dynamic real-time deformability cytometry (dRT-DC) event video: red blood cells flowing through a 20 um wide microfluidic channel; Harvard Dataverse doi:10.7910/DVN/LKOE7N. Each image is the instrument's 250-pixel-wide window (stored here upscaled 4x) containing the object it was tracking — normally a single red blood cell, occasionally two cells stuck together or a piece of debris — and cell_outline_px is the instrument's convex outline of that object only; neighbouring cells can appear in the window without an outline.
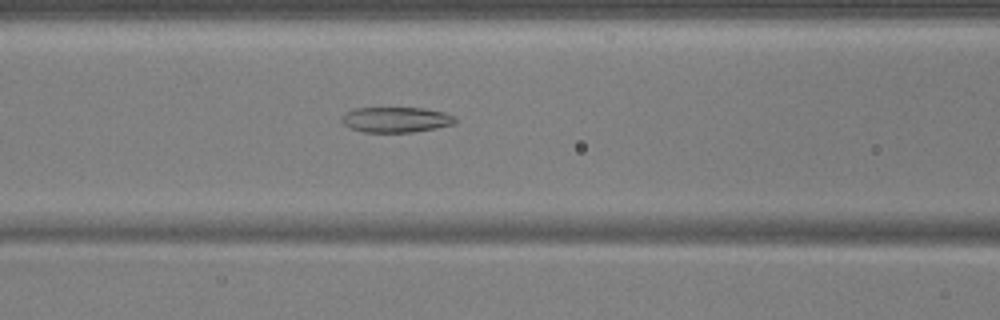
{"species": "common noctule bat (a hibernating species)", "species_latin": "Nyctalus noctula", "temperature_condition": "warm", "stored_images_in_passage": 37, "camera_frame_rate_fps": 3000, "um_per_image_px": 0.085, "animal": {"sex": "male", "body_mass_g": 17.9, "forearm_length_mm": 54.2}, "frame": {"image": 1, "passage_image": 6, "time_ms": 1.667, "image_size_px": [1000, 320], "cell_outline_px": [[456, 124], [436, 128], [412, 132], [364, 132], [352, 128], [344, 124], [340, 120], [348, 112], [356, 108], [424, 108], [444, 112], [456, 116]], "centroid_in_image_um": [33.73, 10.17], "position_along_channel_um": 132.9, "area_um2": 16.7}}
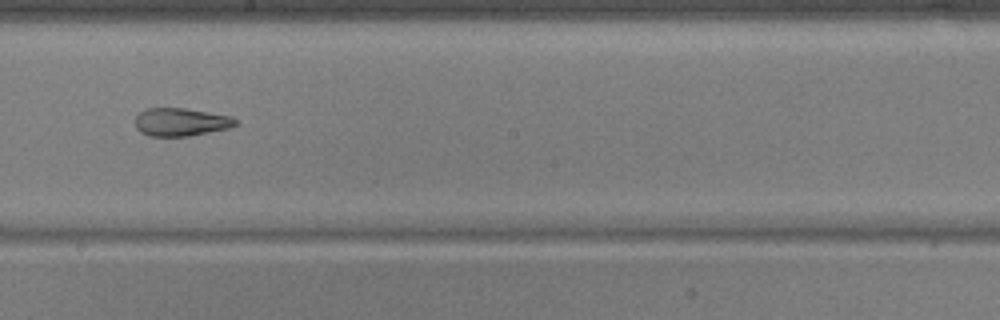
{"frame": {"image": 2, "passage_image": 14, "time_ms": 4.333, "image_size_px": [1000, 320], "cell_outline_px": [[240, 124], [228, 128], [188, 136], [148, 136], [140, 132], [136, 128], [136, 116], [140, 112], [148, 108], [184, 108], [232, 116]], "centroid_in_image_um": [15.38, 10.37], "position_along_channel_um": 232.8, "area_um2": 16.36}}
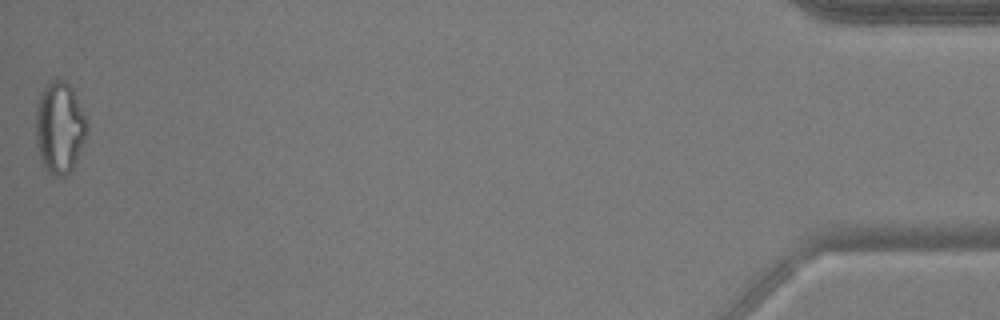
{"frame": {"image": 3, "passage_image": 37, "time_ms": 12.0, "image_size_px": [1000, 320], "cell_outline_px": [[88, 132], [76, 160], [72, 168], [64, 176], [52, 176], [40, 164], [36, 144], [36, 104], [40, 92], [48, 80], [56, 76], [64, 80], [72, 88], [88, 120]], "centroid_in_image_um": [5.05, 10.81], "position_along_channel_um": 430.2, "area_um2": 28.09}, "authors_computed_cell_mechanics": {"area_um2": 17.3978, "velocity_mm_per_s": 3.7566, "shape_relaxation_time_tau1_ms": null, "shape_relaxation_time_tau2_ms": 3.45, "deformation_change_tau1": null, "deformation_change_tau2": 0.1145}}